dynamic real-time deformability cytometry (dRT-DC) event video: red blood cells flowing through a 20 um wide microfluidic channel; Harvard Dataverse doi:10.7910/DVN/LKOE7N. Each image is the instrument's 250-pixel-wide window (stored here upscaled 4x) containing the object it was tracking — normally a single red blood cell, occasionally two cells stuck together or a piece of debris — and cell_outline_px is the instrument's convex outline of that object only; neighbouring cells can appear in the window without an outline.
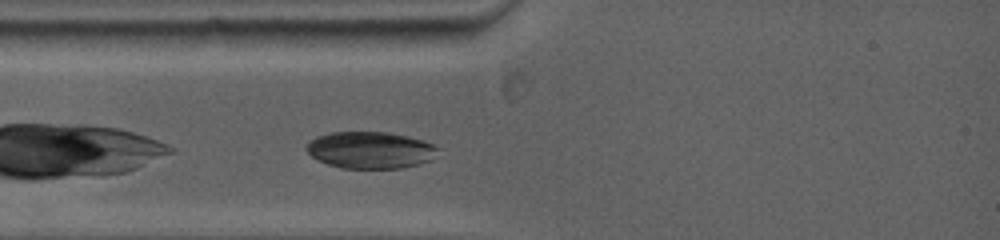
{"species": "common noctule bat (a hibernating species)", "species_latin": "Nyctalus noctula", "temperature_condition": "warm", "stored_images_in_passage": 9, "camera_frame_rate_fps": 5000, "um_per_image_px": 0.085, "animal": {"sex": "female", "body_mass_g": 19.0, "forearm_length_mm": 53.3}, "frame": {"image": 1, "passage_image": 4, "time_ms": 0.8, "image_size_px": [1000, 240], "cell_outline_px": [[436, 148], [428, 160], [420, 164], [400, 168], [340, 168], [328, 164], [312, 156], [304, 148], [316, 136], [332, 132], [384, 132], [408, 136], [424, 140], [432, 144]], "centroid_in_image_um": [31.42, 12.75], "position_along_channel_um": 53.6, "area_um2": 27.74}}
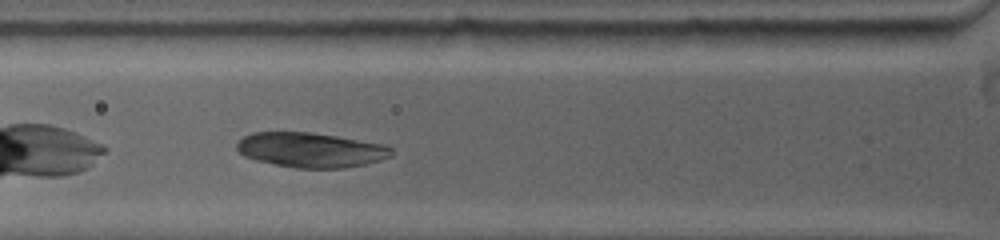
{"frame": {"image": 2, "passage_image": 9, "time_ms": 2.0, "image_size_px": [1000, 240], "cell_outline_px": [[392, 156], [380, 160], [364, 164], [344, 168], [296, 168], [256, 160], [244, 156], [236, 148], [236, 144], [244, 136], [252, 132], [312, 132], [384, 144], [392, 148]], "centroid_in_image_um": [26.41, 12.74], "position_along_channel_um": 99.4, "area_um2": 31.27}}